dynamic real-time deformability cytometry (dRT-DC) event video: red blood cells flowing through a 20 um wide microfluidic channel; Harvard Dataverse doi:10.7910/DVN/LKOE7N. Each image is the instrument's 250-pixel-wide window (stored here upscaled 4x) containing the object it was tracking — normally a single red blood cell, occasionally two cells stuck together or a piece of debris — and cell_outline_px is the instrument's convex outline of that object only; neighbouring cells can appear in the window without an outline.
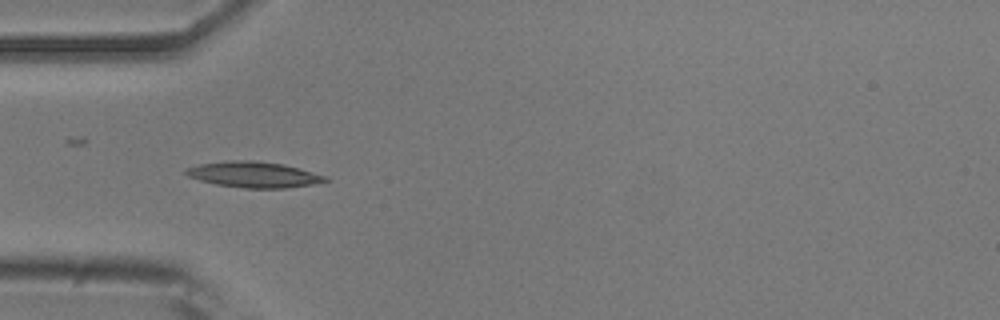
{"species": "common noctule bat (a hibernating species)", "species_latin": "Nyctalus noctula", "temperature_condition": "room temperature", "stored_images_in_passage": 40, "camera_frame_rate_fps": 3000, "um_per_image_px": 0.085, "animal": {"sex": "male", "body_mass_g": 20.5, "forearm_length_mm": 52.5}, "frame": {"image": 1, "passage_image": 3, "time_ms": 0.667, "image_size_px": [1000, 320], "cell_outline_px": [[328, 180], [312, 184], [288, 188], [244, 188], [216, 184], [200, 180], [188, 176], [184, 172], [184, 168], [200, 164], [228, 160], [252, 160], [284, 164], [300, 168], [328, 176]], "centroid_in_image_um": [21.57, 14.83], "position_along_channel_um": 63.4, "area_um2": 21.04}}
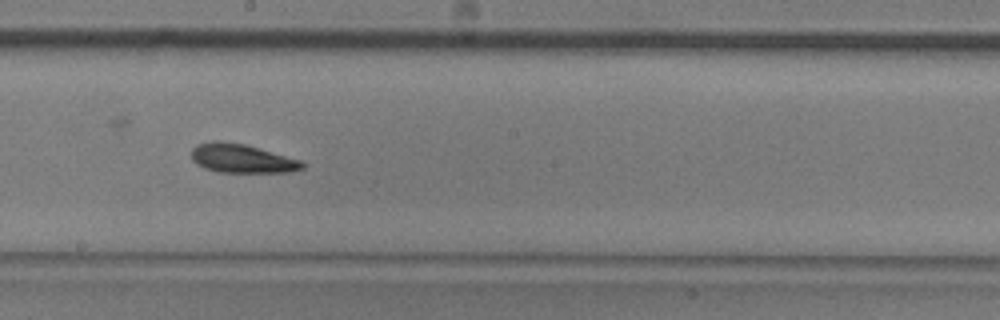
{"frame": {"image": 2, "passage_image": 16, "time_ms": 5.0, "image_size_px": [1000, 320], "cell_outline_px": [[308, 164], [304, 168], [292, 172], [220, 172], [204, 168], [196, 164], [192, 160], [192, 148], [196, 144], [212, 140], [220, 140], [244, 144], [304, 160]], "centroid_in_image_um": [20.6, 13.46], "position_along_channel_um": 227.6, "area_um2": 19.02}}
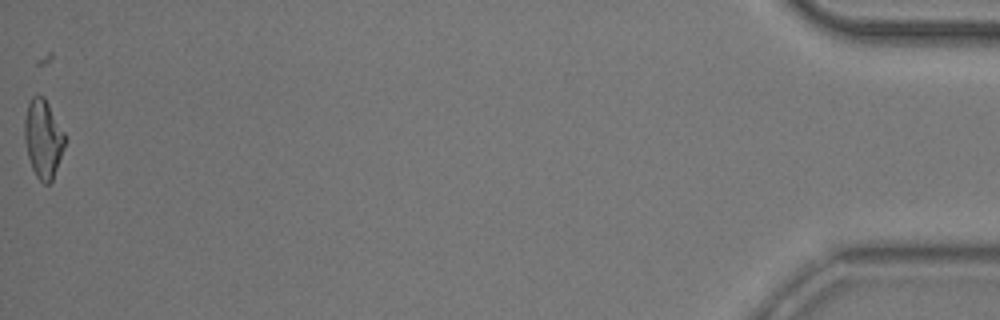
{"frame": {"image": 3, "passage_image": 40, "time_ms": 13.0, "image_size_px": [1000, 320], "cell_outline_px": [[64, 148], [52, 180], [48, 184], [44, 184], [36, 176], [32, 168], [28, 156], [24, 140], [24, 120], [28, 104], [32, 96], [44, 96], [64, 132]], "centroid_in_image_um": [3.65, 11.79], "position_along_channel_um": 431.5, "area_um2": 18.21}, "authors_computed_cell_mechanics": {"area_um2": 18.3226, "velocity_mm_per_s": 3.7865, "shape_relaxation_time_tau1_ms": 3.4103, "shape_relaxation_time_tau2_ms": 7.0799, "deformation_change_tau1": 0.1379, "deformation_change_tau2": 0.1593}}